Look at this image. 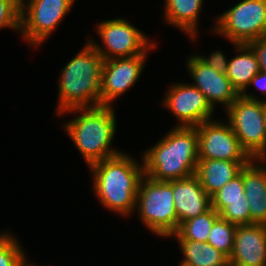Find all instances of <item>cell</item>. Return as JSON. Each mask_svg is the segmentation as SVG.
I'll list each match as a JSON object with an SVG mask.
<instances>
[{
    "label": "cell",
    "mask_w": 266,
    "mask_h": 266,
    "mask_svg": "<svg viewBox=\"0 0 266 266\" xmlns=\"http://www.w3.org/2000/svg\"><path fill=\"white\" fill-rule=\"evenodd\" d=\"M249 162L199 159L195 175L199 178L201 187L212 197Z\"/></svg>",
    "instance_id": "18"
},
{
    "label": "cell",
    "mask_w": 266,
    "mask_h": 266,
    "mask_svg": "<svg viewBox=\"0 0 266 266\" xmlns=\"http://www.w3.org/2000/svg\"><path fill=\"white\" fill-rule=\"evenodd\" d=\"M239 53L229 60L226 76L236 91H246L251 79L260 71L255 53L247 44H235Z\"/></svg>",
    "instance_id": "20"
},
{
    "label": "cell",
    "mask_w": 266,
    "mask_h": 266,
    "mask_svg": "<svg viewBox=\"0 0 266 266\" xmlns=\"http://www.w3.org/2000/svg\"><path fill=\"white\" fill-rule=\"evenodd\" d=\"M28 1L26 4L21 0L20 33L31 46L37 47L57 28L74 0Z\"/></svg>",
    "instance_id": "9"
},
{
    "label": "cell",
    "mask_w": 266,
    "mask_h": 266,
    "mask_svg": "<svg viewBox=\"0 0 266 266\" xmlns=\"http://www.w3.org/2000/svg\"><path fill=\"white\" fill-rule=\"evenodd\" d=\"M263 114H264V123L266 128V100H263Z\"/></svg>",
    "instance_id": "29"
},
{
    "label": "cell",
    "mask_w": 266,
    "mask_h": 266,
    "mask_svg": "<svg viewBox=\"0 0 266 266\" xmlns=\"http://www.w3.org/2000/svg\"><path fill=\"white\" fill-rule=\"evenodd\" d=\"M104 60L88 41L61 71L57 115L73 109L101 106Z\"/></svg>",
    "instance_id": "3"
},
{
    "label": "cell",
    "mask_w": 266,
    "mask_h": 266,
    "mask_svg": "<svg viewBox=\"0 0 266 266\" xmlns=\"http://www.w3.org/2000/svg\"><path fill=\"white\" fill-rule=\"evenodd\" d=\"M230 266H266V224L237 226Z\"/></svg>",
    "instance_id": "14"
},
{
    "label": "cell",
    "mask_w": 266,
    "mask_h": 266,
    "mask_svg": "<svg viewBox=\"0 0 266 266\" xmlns=\"http://www.w3.org/2000/svg\"><path fill=\"white\" fill-rule=\"evenodd\" d=\"M124 18L105 20L97 24V34L104 48L93 39L88 40L103 60L146 55L155 43L149 42L142 31Z\"/></svg>",
    "instance_id": "8"
},
{
    "label": "cell",
    "mask_w": 266,
    "mask_h": 266,
    "mask_svg": "<svg viewBox=\"0 0 266 266\" xmlns=\"http://www.w3.org/2000/svg\"><path fill=\"white\" fill-rule=\"evenodd\" d=\"M21 0H0V28L8 27L20 32Z\"/></svg>",
    "instance_id": "25"
},
{
    "label": "cell",
    "mask_w": 266,
    "mask_h": 266,
    "mask_svg": "<svg viewBox=\"0 0 266 266\" xmlns=\"http://www.w3.org/2000/svg\"><path fill=\"white\" fill-rule=\"evenodd\" d=\"M144 175L157 181L185 179L196 173L198 131L175 126L143 154Z\"/></svg>",
    "instance_id": "2"
},
{
    "label": "cell",
    "mask_w": 266,
    "mask_h": 266,
    "mask_svg": "<svg viewBox=\"0 0 266 266\" xmlns=\"http://www.w3.org/2000/svg\"><path fill=\"white\" fill-rule=\"evenodd\" d=\"M89 167L94 177L93 190L100 203L123 216L133 213L139 184L144 176L143 162L140 165L121 152Z\"/></svg>",
    "instance_id": "1"
},
{
    "label": "cell",
    "mask_w": 266,
    "mask_h": 266,
    "mask_svg": "<svg viewBox=\"0 0 266 266\" xmlns=\"http://www.w3.org/2000/svg\"><path fill=\"white\" fill-rule=\"evenodd\" d=\"M139 218L147 229L159 237H171L178 230L172 180L157 181L144 175L136 197Z\"/></svg>",
    "instance_id": "5"
},
{
    "label": "cell",
    "mask_w": 266,
    "mask_h": 266,
    "mask_svg": "<svg viewBox=\"0 0 266 266\" xmlns=\"http://www.w3.org/2000/svg\"><path fill=\"white\" fill-rule=\"evenodd\" d=\"M146 56L104 60L100 90L101 105L112 106L117 97L134 86L142 74Z\"/></svg>",
    "instance_id": "12"
},
{
    "label": "cell",
    "mask_w": 266,
    "mask_h": 266,
    "mask_svg": "<svg viewBox=\"0 0 266 266\" xmlns=\"http://www.w3.org/2000/svg\"><path fill=\"white\" fill-rule=\"evenodd\" d=\"M25 266H36V265H32V264H28V262L25 264Z\"/></svg>",
    "instance_id": "30"
},
{
    "label": "cell",
    "mask_w": 266,
    "mask_h": 266,
    "mask_svg": "<svg viewBox=\"0 0 266 266\" xmlns=\"http://www.w3.org/2000/svg\"><path fill=\"white\" fill-rule=\"evenodd\" d=\"M212 208L228 222L250 224L249 202L244 193L242 170L211 197Z\"/></svg>",
    "instance_id": "15"
},
{
    "label": "cell",
    "mask_w": 266,
    "mask_h": 266,
    "mask_svg": "<svg viewBox=\"0 0 266 266\" xmlns=\"http://www.w3.org/2000/svg\"><path fill=\"white\" fill-rule=\"evenodd\" d=\"M237 226L219 217L213 224L207 242L230 257Z\"/></svg>",
    "instance_id": "23"
},
{
    "label": "cell",
    "mask_w": 266,
    "mask_h": 266,
    "mask_svg": "<svg viewBox=\"0 0 266 266\" xmlns=\"http://www.w3.org/2000/svg\"><path fill=\"white\" fill-rule=\"evenodd\" d=\"M187 69L197 87L214 109L217 103L225 105V110L232 105L240 95L232 86L226 73H219L201 61L197 55H191L187 60Z\"/></svg>",
    "instance_id": "13"
},
{
    "label": "cell",
    "mask_w": 266,
    "mask_h": 266,
    "mask_svg": "<svg viewBox=\"0 0 266 266\" xmlns=\"http://www.w3.org/2000/svg\"><path fill=\"white\" fill-rule=\"evenodd\" d=\"M265 162L266 159H252L242 168L244 193L249 202L250 224H266Z\"/></svg>",
    "instance_id": "17"
},
{
    "label": "cell",
    "mask_w": 266,
    "mask_h": 266,
    "mask_svg": "<svg viewBox=\"0 0 266 266\" xmlns=\"http://www.w3.org/2000/svg\"><path fill=\"white\" fill-rule=\"evenodd\" d=\"M198 158L227 161H251L241 147L229 123L209 120L199 124Z\"/></svg>",
    "instance_id": "10"
},
{
    "label": "cell",
    "mask_w": 266,
    "mask_h": 266,
    "mask_svg": "<svg viewBox=\"0 0 266 266\" xmlns=\"http://www.w3.org/2000/svg\"><path fill=\"white\" fill-rule=\"evenodd\" d=\"M172 191L178 228L182 222L212 208L211 197L201 187L200 180L195 174L185 179L172 180Z\"/></svg>",
    "instance_id": "16"
},
{
    "label": "cell",
    "mask_w": 266,
    "mask_h": 266,
    "mask_svg": "<svg viewBox=\"0 0 266 266\" xmlns=\"http://www.w3.org/2000/svg\"><path fill=\"white\" fill-rule=\"evenodd\" d=\"M184 260L179 266H230L229 257L208 242L178 240Z\"/></svg>",
    "instance_id": "21"
},
{
    "label": "cell",
    "mask_w": 266,
    "mask_h": 266,
    "mask_svg": "<svg viewBox=\"0 0 266 266\" xmlns=\"http://www.w3.org/2000/svg\"><path fill=\"white\" fill-rule=\"evenodd\" d=\"M214 32L229 39L232 45L266 36V0H242L221 14Z\"/></svg>",
    "instance_id": "7"
},
{
    "label": "cell",
    "mask_w": 266,
    "mask_h": 266,
    "mask_svg": "<svg viewBox=\"0 0 266 266\" xmlns=\"http://www.w3.org/2000/svg\"><path fill=\"white\" fill-rule=\"evenodd\" d=\"M219 217V213L211 208L195 218L182 222L171 237H176L177 240L207 242L211 228Z\"/></svg>",
    "instance_id": "22"
},
{
    "label": "cell",
    "mask_w": 266,
    "mask_h": 266,
    "mask_svg": "<svg viewBox=\"0 0 266 266\" xmlns=\"http://www.w3.org/2000/svg\"><path fill=\"white\" fill-rule=\"evenodd\" d=\"M69 111L79 116L76 115L63 127L88 166L121 153L110 148L117 125L112 106L73 108L59 115Z\"/></svg>",
    "instance_id": "4"
},
{
    "label": "cell",
    "mask_w": 266,
    "mask_h": 266,
    "mask_svg": "<svg viewBox=\"0 0 266 266\" xmlns=\"http://www.w3.org/2000/svg\"><path fill=\"white\" fill-rule=\"evenodd\" d=\"M247 45L255 53L260 71L266 72V36L252 40Z\"/></svg>",
    "instance_id": "27"
},
{
    "label": "cell",
    "mask_w": 266,
    "mask_h": 266,
    "mask_svg": "<svg viewBox=\"0 0 266 266\" xmlns=\"http://www.w3.org/2000/svg\"><path fill=\"white\" fill-rule=\"evenodd\" d=\"M165 20L196 39L203 0H165Z\"/></svg>",
    "instance_id": "19"
},
{
    "label": "cell",
    "mask_w": 266,
    "mask_h": 266,
    "mask_svg": "<svg viewBox=\"0 0 266 266\" xmlns=\"http://www.w3.org/2000/svg\"><path fill=\"white\" fill-rule=\"evenodd\" d=\"M255 86L260 93H266V72L259 71L250 81L248 87Z\"/></svg>",
    "instance_id": "28"
},
{
    "label": "cell",
    "mask_w": 266,
    "mask_h": 266,
    "mask_svg": "<svg viewBox=\"0 0 266 266\" xmlns=\"http://www.w3.org/2000/svg\"><path fill=\"white\" fill-rule=\"evenodd\" d=\"M211 55L206 58V56L197 55V57L213 68L215 71L219 73H226L228 69L229 61L226 59L224 53L221 51L212 52Z\"/></svg>",
    "instance_id": "26"
},
{
    "label": "cell",
    "mask_w": 266,
    "mask_h": 266,
    "mask_svg": "<svg viewBox=\"0 0 266 266\" xmlns=\"http://www.w3.org/2000/svg\"><path fill=\"white\" fill-rule=\"evenodd\" d=\"M23 251L11 233H0V266H25L28 261Z\"/></svg>",
    "instance_id": "24"
},
{
    "label": "cell",
    "mask_w": 266,
    "mask_h": 266,
    "mask_svg": "<svg viewBox=\"0 0 266 266\" xmlns=\"http://www.w3.org/2000/svg\"><path fill=\"white\" fill-rule=\"evenodd\" d=\"M228 123L252 159H266L263 100L243 91L226 109Z\"/></svg>",
    "instance_id": "6"
},
{
    "label": "cell",
    "mask_w": 266,
    "mask_h": 266,
    "mask_svg": "<svg viewBox=\"0 0 266 266\" xmlns=\"http://www.w3.org/2000/svg\"><path fill=\"white\" fill-rule=\"evenodd\" d=\"M163 100V105L179 120L177 127H197L212 120L215 110L197 87L187 83L171 86Z\"/></svg>",
    "instance_id": "11"
}]
</instances>
